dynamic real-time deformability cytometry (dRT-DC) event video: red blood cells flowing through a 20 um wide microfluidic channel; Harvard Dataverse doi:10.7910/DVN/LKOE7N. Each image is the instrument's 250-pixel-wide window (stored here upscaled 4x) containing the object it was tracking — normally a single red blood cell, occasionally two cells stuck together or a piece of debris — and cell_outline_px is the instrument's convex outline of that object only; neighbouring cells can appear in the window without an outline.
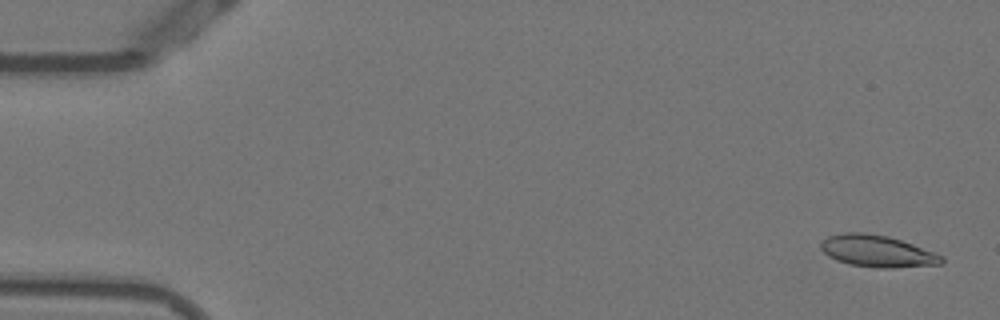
{"species": "Egyptian fruit bat (a non-hibernating species)", "species_latin": "Rousettus aegyptiacus", "temperature_condition": "warm", "stored_images_in_passage": 53, "camera_frame_rate_fps": 3000, "um_per_image_px": 0.085, "animal": {"sex": "female"}, "frame": {"image": 1, "passage_image": 2, "time_ms": 0.333, "image_size_px": [1000, 320], "cell_outline_px": [[944, 264], [892, 268], [880, 268], [848, 264], [836, 260], [828, 256], [820, 248], [820, 244], [828, 236], [844, 232], [864, 232], [888, 236], [912, 244], [944, 256]], "centroid_in_image_um": [74.57, 21.35], "position_along_channel_um": 10.4, "area_um2": 22.43}}
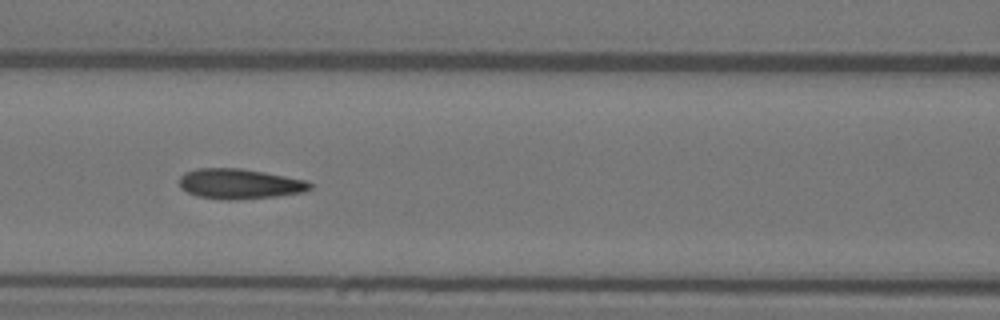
{"frame": {"image": 2, "passage_image": 23, "time_ms": 7.333, "image_size_px": [1000, 320], "cell_outline_px": [[312, 188], [304, 192], [276, 196], [232, 200], [224, 200], [196, 196], [180, 188], [180, 176], [184, 172], [196, 168], [240, 168], [264, 172], [308, 180], [312, 184]], "centroid_in_image_um": [20.36, 15.62], "position_along_channel_um": 146.2, "area_um2": 23.12}}
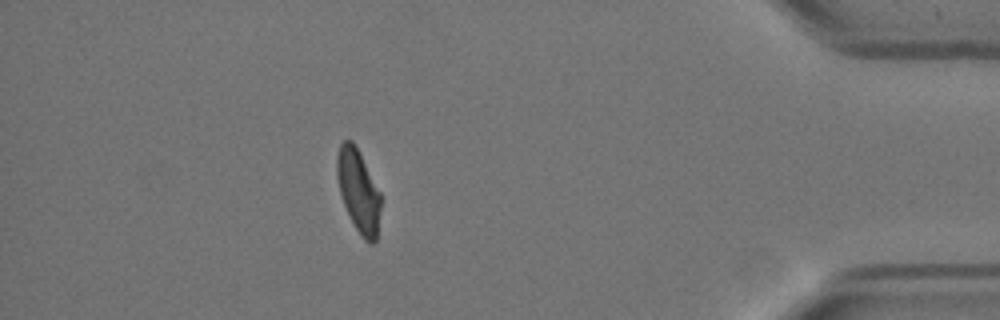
{"frame": {"image": 3, "passage_image": 47, "time_ms": 15.333, "image_size_px": [1000, 320], "cell_outline_px": [[380, 208], [376, 240], [372, 244], [364, 240], [356, 228], [344, 204], [340, 192], [336, 176], [336, 156], [340, 144], [344, 140], [352, 140], [380, 192]], "centroid_in_image_um": [30.44, 16.21], "position_along_channel_um": 404.8, "area_um2": 20.63}, "authors_computed_cell_mechanics": {"area_um2": 22.4264, "velocity_mm_per_s": 3.8164, "shape_relaxation_time_tau1_ms": null, "shape_relaxation_time_tau2_ms": 1.6371, "deformation_change_tau1": null, "deformation_change_tau2": 0.0794}}